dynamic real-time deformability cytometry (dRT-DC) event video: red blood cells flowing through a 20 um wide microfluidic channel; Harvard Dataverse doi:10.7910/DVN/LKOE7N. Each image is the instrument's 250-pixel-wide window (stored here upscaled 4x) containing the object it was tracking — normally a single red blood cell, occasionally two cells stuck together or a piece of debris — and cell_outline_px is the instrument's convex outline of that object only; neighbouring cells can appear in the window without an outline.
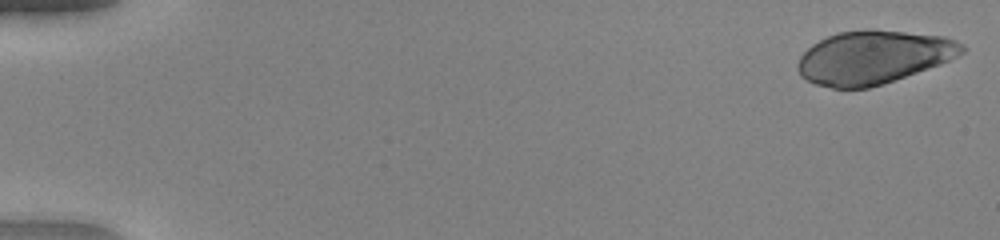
{"species": "human", "species_latin": "Homo sapiens", "temperature_condition": "warm", "stored_images_in_passage": 50, "camera_frame_rate_fps": 3000, "um_per_image_px": 0.085, "donor": {"sex": "female"}, "frame": {"image": 1, "passage_image": 1, "time_ms": 0.0, "image_size_px": [1000, 240], "cell_outline_px": [[968, 48], [964, 52], [940, 64], [884, 84], [868, 88], [832, 88], [816, 84], [800, 76], [796, 68], [796, 64], [800, 56], [812, 44], [836, 32], [868, 28], [872, 28], [944, 36], [956, 40], [964, 44]], "centroid_in_image_um": [74.23, 4.85], "position_along_channel_um": 10.8, "area_um2": 51.44}}
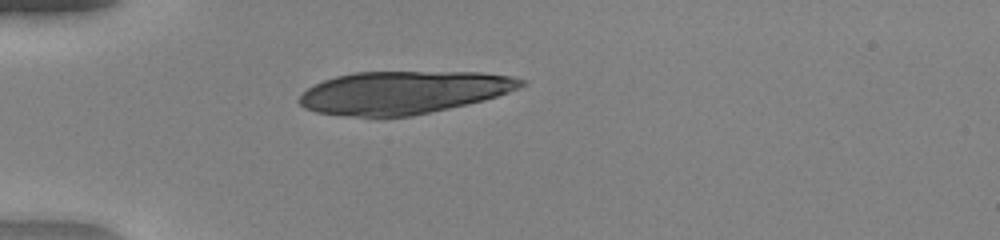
{"frame": {"image": 2, "passage_image": 15, "time_ms": 4.667, "image_size_px": [1000, 240], "cell_outline_px": [[528, 84], [508, 92], [484, 100], [468, 104], [412, 116], [380, 120], [376, 120], [344, 116], [316, 112], [304, 108], [296, 100], [308, 88], [324, 80], [336, 76], [356, 72], [480, 72], [512, 76], [528, 80]], "centroid_in_image_um": [34.27, 7.89], "position_along_channel_um": 50.7, "area_um2": 56.36}}
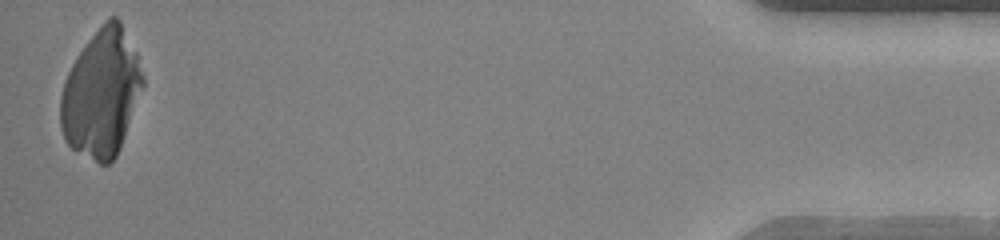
{"frame": {"image": 3, "passage_image": 50, "time_ms": 16.333, "image_size_px": [1000, 240], "cell_outline_px": [[144, 88], [120, 148], [116, 156], [108, 164], [100, 164], [72, 148], [68, 144], [60, 128], [60, 96], [68, 72], [72, 64], [88, 40], [100, 24], [104, 20], [112, 16], [116, 16], [120, 20], [136, 52], [144, 76]], "centroid_in_image_um": [8.64, 7.92], "position_along_channel_um": 426.6, "area_um2": 61.09}}